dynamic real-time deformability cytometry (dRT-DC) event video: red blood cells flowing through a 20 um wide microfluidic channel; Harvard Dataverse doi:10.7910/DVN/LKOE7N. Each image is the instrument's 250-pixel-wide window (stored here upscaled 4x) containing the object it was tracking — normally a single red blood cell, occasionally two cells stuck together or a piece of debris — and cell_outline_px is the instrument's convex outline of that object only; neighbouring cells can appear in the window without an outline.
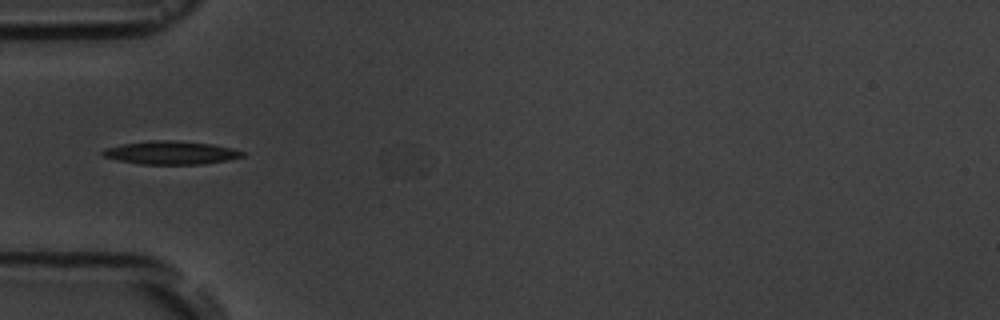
{"species": "common noctule bat (a hibernating species)", "species_latin": "Nyctalus noctula", "temperature_condition": "room temperature", "stored_images_in_passage": 1, "camera_frame_rate_fps": 3000, "um_per_image_px": 0.085, "animal": {"sex": "male", "body_mass_g": 19.5, "forearm_length_mm": 54.6}, "frame": {"image": 1, "passage_image": 1, "time_ms": 0.0, "image_size_px": [1000, 320], "cell_outline_px": [[244, 156], [228, 160], [204, 164], [140, 164], [120, 160], [104, 156], [100, 152], [104, 148], [124, 144], [148, 140], [172, 140], [212, 144], [232, 148], [244, 152]], "centroid_in_image_um": [14.54, 12.97], "position_along_channel_um": 70.5, "area_um2": 18.84}}